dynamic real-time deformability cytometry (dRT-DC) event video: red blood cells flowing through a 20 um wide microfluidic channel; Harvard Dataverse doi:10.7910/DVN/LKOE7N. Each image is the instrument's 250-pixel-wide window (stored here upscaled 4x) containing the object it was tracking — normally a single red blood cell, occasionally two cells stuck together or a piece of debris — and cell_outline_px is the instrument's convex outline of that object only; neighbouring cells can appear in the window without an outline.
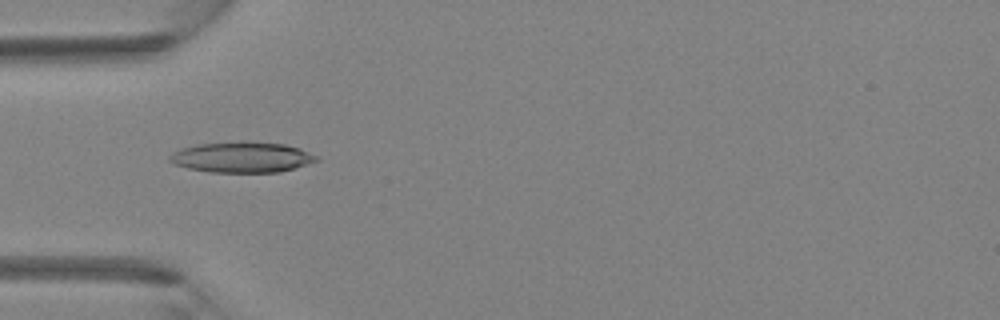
{"species": "Egyptian fruit bat (a non-hibernating species)", "species_latin": "Rousettus aegyptiacus", "temperature_condition": "room temperature", "stored_images_in_passage": 4, "camera_frame_rate_fps": 3000, "um_per_image_px": 0.085, "animal": {"sex": "female"}, "frame": {"image": 1, "passage_image": 3, "time_ms": 0.667, "image_size_px": [1000, 320], "cell_outline_px": [[320, 160], [280, 172], [208, 172], [188, 168], [176, 164], [168, 160], [168, 156], [172, 152], [180, 148], [196, 144], [244, 140], [284, 144], [300, 148], [320, 156]], "centroid_in_image_um": [20.57, 13.34], "position_along_channel_um": 64.4, "area_um2": 26.65}}
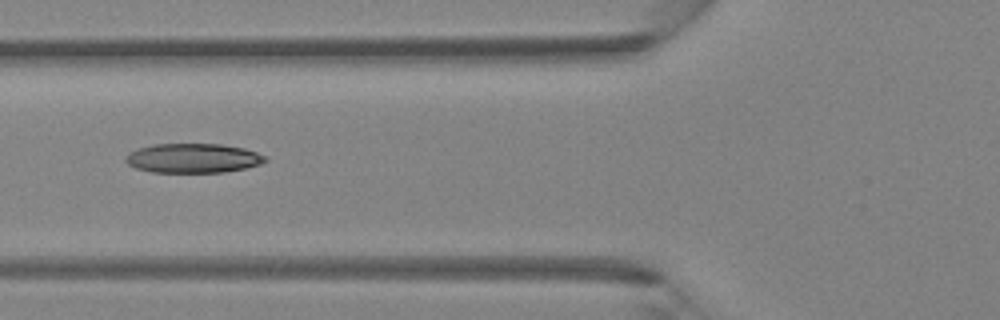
{"frame": {"image": 2, "passage_image": 4, "time_ms": 1.0, "image_size_px": [1000, 320], "cell_outline_px": [[268, 160], [260, 164], [244, 168], [224, 172], [152, 172], [136, 168], [128, 164], [124, 160], [124, 156], [128, 152], [152, 144], [220, 144], [244, 148], [256, 152], [264, 156]], "centroid_in_image_um": [16.37, 13.44], "position_along_channel_um": 109.4, "area_um2": 23.87}}